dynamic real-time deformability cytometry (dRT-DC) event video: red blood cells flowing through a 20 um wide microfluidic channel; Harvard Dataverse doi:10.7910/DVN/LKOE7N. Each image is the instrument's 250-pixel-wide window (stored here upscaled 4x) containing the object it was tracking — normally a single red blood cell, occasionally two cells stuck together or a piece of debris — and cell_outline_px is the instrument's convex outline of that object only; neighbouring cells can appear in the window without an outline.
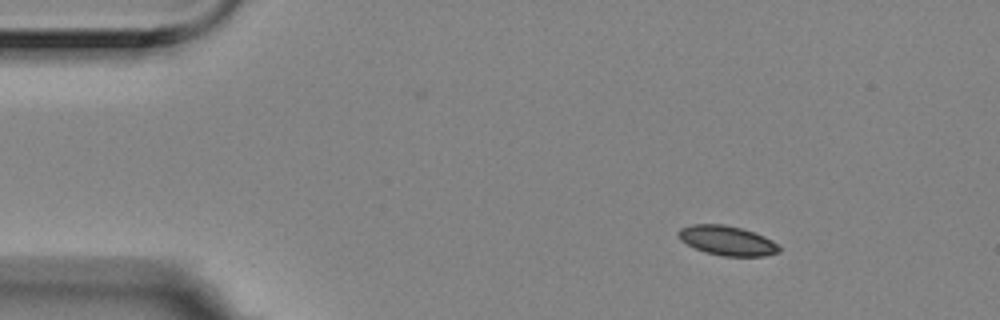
{"species": "Egyptian fruit bat (a non-hibernating species)", "species_latin": "Rousettus aegyptiacus", "temperature_condition": "room temperature", "stored_images_in_passage": 3, "camera_frame_rate_fps": 3000, "um_per_image_px": 0.085, "animal": {"sex": "female"}, "frame": {"image": 1, "passage_image": 1, "time_ms": 0.0, "image_size_px": [1000, 320], "cell_outline_px": [[780, 252], [764, 256], [724, 256], [704, 252], [680, 240], [676, 232], [680, 228], [692, 224], [724, 224], [740, 228], [764, 236], [772, 240], [780, 248]], "centroid_in_image_um": [61.78, 20.45], "position_along_channel_um": 23.2, "area_um2": 17.28}}